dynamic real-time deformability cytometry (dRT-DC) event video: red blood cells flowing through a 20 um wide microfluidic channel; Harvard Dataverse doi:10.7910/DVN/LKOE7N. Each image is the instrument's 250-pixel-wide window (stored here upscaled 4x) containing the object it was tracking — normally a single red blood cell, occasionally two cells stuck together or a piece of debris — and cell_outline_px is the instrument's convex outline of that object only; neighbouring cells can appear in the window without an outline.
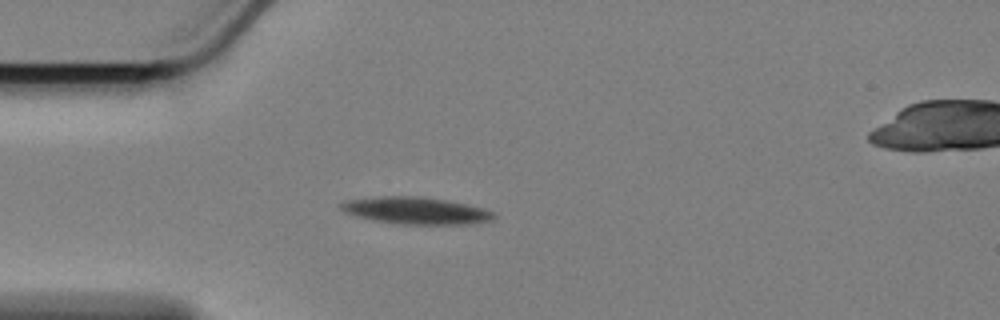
{"species": "Egyptian fruit bat (a non-hibernating species)", "species_latin": "Rousettus aegyptiacus", "temperature_condition": "cold", "stored_images_in_passage": 45, "segment_of_instrument_passage": [1, 2], "camera_frame_rate_fps": 3000, "um_per_image_px": 0.085, "animal": {"sex": "female"}, "frame": {"image": 1, "passage_image": 1, "time_ms": 0.0, "image_size_px": [1000, 320], "cell_outline_px": [[496, 216], [492, 220], [472, 224], [400, 224], [372, 220], [356, 216], [344, 212], [340, 208], [340, 204], [344, 200], [384, 196], [420, 196], [468, 204], [484, 208], [496, 212]], "centroid_in_image_um": [35.38, 17.9], "position_along_channel_um": 49.6, "area_um2": 24.22}}
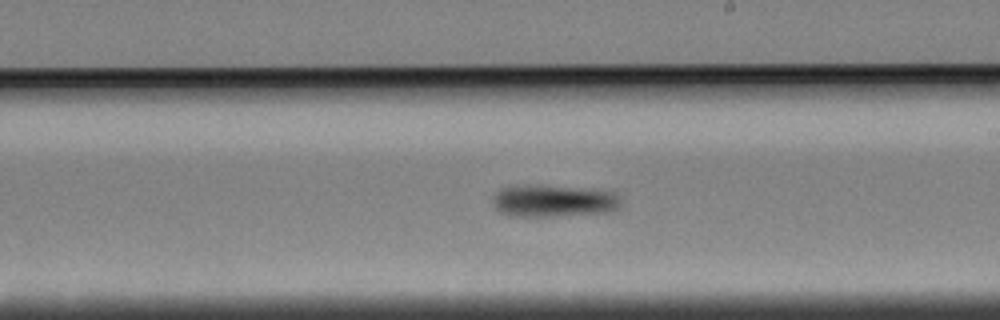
{"frame": {"image": 2, "passage_image": 19, "time_ms": 6.0, "image_size_px": [1000, 320], "cell_outline_px": [[620, 208], [612, 212], [548, 216], [508, 216], [500, 212], [492, 204], [492, 196], [500, 188], [564, 188], [612, 192], [620, 200]], "centroid_in_image_um": [47.03, 17.15], "position_along_channel_um": 242.0, "area_um2": 22.66}}
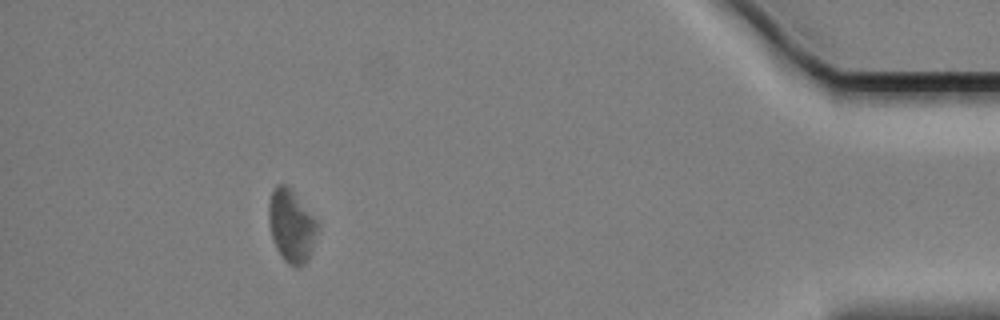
{"frame": {"image": 3, "passage_image": 39, "time_ms": 12.667, "image_size_px": [1000, 320], "cell_outline_px": [[316, 232], [312, 252], [304, 264], [300, 268], [296, 268], [288, 264], [284, 260], [276, 248], [272, 236], [268, 220], [268, 204], [272, 192], [276, 184], [284, 184], [292, 192], [316, 220]], "centroid_in_image_um": [24.74, 19.25], "position_along_channel_um": 410.5, "area_um2": 20.17}}